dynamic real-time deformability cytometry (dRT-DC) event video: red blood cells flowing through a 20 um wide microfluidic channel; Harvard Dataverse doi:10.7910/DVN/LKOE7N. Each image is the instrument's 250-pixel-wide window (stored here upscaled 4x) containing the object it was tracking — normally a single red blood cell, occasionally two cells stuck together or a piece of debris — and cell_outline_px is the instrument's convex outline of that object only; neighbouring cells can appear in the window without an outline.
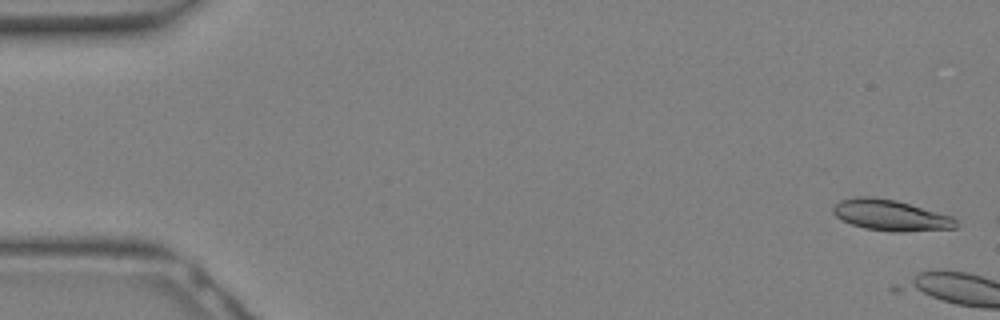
{"species": "Egyptian fruit bat (a non-hibernating species)", "species_latin": "Rousettus aegyptiacus", "temperature_condition": "warm", "stored_images_in_passage": 4, "camera_frame_rate_fps": 3000, "um_per_image_px": 0.085, "animal": {"sex": "female"}, "frame": {"image": 1, "passage_image": 1, "time_ms": 0.0, "image_size_px": [1000, 320], "cell_outline_px": [[956, 228], [904, 232], [892, 232], [864, 228], [840, 220], [832, 212], [832, 208], [840, 200], [856, 196], [872, 196], [896, 200], [952, 216], [956, 220]], "centroid_in_image_um": [75.67, 18.29], "position_along_channel_um": 9.3, "area_um2": 22.25}}